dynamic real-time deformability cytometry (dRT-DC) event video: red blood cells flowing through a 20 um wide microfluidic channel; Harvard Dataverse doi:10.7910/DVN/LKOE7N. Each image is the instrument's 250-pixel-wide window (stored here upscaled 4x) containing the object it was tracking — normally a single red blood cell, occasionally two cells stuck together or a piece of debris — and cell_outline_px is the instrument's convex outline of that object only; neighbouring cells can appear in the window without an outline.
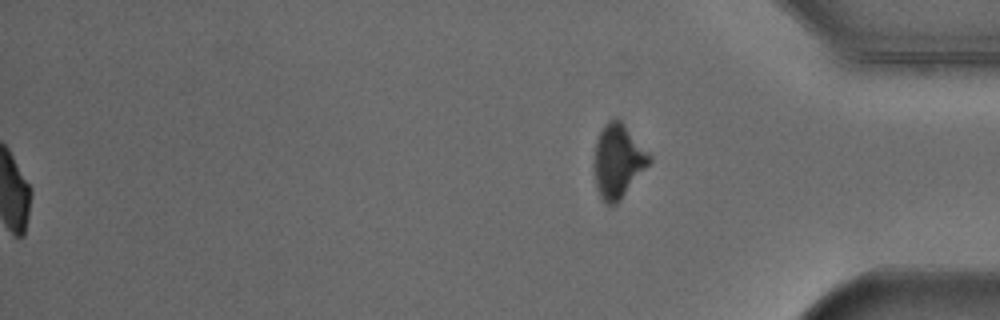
{"species": "Egyptian fruit bat (a non-hibernating species)", "species_latin": "Rousettus aegyptiacus", "temperature_condition": "cold", "stored_images_in_passage": 52, "segment_of_instrument_passage": [2, 2], "camera_frame_rate_fps": 3000, "um_per_image_px": 0.085, "animal": {"sex": "male"}, "frame": {"image": 1, "passage_image": 52, "time_ms": 17.0, "image_size_px": [1000, 320], "cell_outline_px": [[652, 160], [620, 200], [616, 204], [604, 204], [596, 188], [592, 164], [596, 144], [600, 132], [604, 124], [608, 120], [620, 120], [624, 124], [652, 156]], "centroid_in_image_um": [52.5, 13.71], "position_along_channel_um": 382.7, "area_um2": 23.64}}